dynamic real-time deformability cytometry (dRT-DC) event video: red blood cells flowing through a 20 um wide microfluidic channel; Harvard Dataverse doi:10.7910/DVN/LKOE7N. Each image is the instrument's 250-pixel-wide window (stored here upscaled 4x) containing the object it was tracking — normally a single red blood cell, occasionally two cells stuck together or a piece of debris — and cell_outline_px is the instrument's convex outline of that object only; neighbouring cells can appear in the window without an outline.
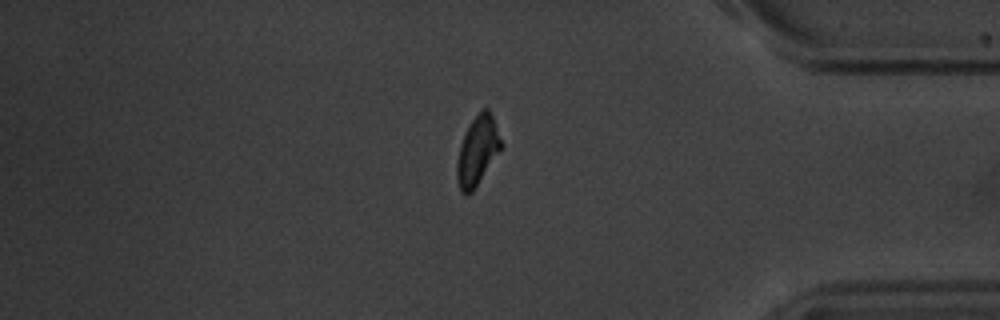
{"species": "common noctule bat (a hibernating species)", "species_latin": "Nyctalus noctula", "temperature_condition": "warm", "stored_images_in_passage": 18, "segment_of_instrument_passage": [2, 2], "camera_frame_rate_fps": 3000, "um_per_image_px": 0.085, "animal": {"sex": "male", "body_mass_g": 20.1, "forearm_length_mm": 53.5}, "frame": {"image": 1, "passage_image": 18, "time_ms": 21.0, "image_size_px": [1000, 320], "cell_outline_px": [[504, 144], [472, 192], [460, 192], [456, 176], [456, 164], [460, 144], [472, 120], [484, 108], [488, 108], [492, 116]], "centroid_in_image_um": [40.59, 12.81], "position_along_channel_um": 394.6, "area_um2": 17.4}}